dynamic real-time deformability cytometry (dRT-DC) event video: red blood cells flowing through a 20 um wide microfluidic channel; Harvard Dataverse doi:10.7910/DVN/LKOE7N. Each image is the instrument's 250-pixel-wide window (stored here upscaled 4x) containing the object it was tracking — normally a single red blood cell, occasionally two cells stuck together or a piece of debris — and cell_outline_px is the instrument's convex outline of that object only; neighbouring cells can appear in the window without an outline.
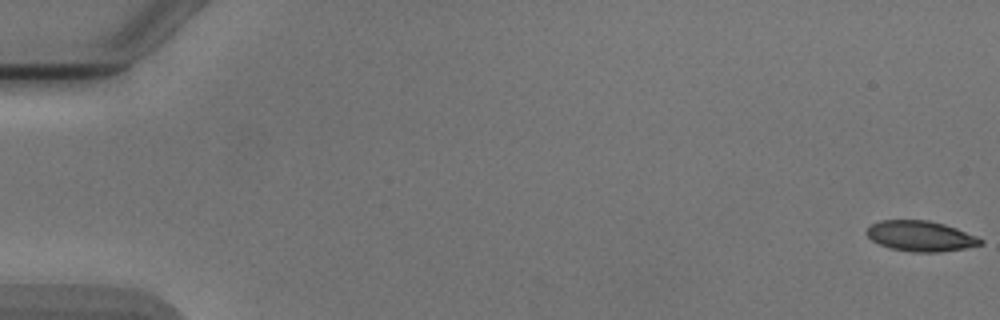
{"species": "Egyptian fruit bat (a non-hibernating species)", "species_latin": "Rousettus aegyptiacus", "temperature_condition": "cold", "stored_images_in_passage": 54, "camera_frame_rate_fps": 3000, "um_per_image_px": 0.085, "animal": {"sex": "male"}, "frame": {"image": 1, "passage_image": 1, "time_ms": 0.0, "image_size_px": [1000, 320], "cell_outline_px": [[984, 244], [964, 248], [936, 252], [912, 252], [892, 248], [880, 244], [872, 240], [868, 236], [868, 228], [872, 224], [880, 220], [928, 220], [944, 224], [956, 228], [976, 236], [984, 240]], "centroid_in_image_um": [78.28, 20.06], "position_along_channel_um": 6.7, "area_um2": 19.94}}
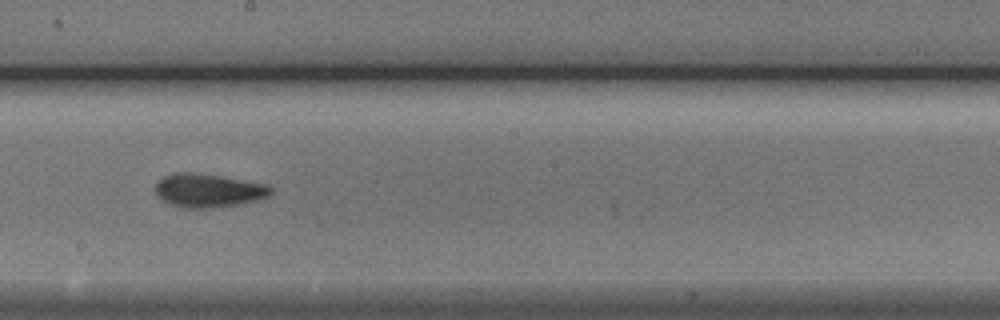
{"frame": {"image": 2, "passage_image": 31, "time_ms": 10.0, "image_size_px": [1000, 320], "cell_outline_px": [[272, 192], [268, 196], [256, 200], [240, 204], [212, 208], [184, 208], [168, 204], [156, 196], [156, 184], [164, 176], [176, 172], [192, 172], [220, 176], [268, 184], [272, 188]], "centroid_in_image_um": [17.7, 16.2], "position_along_channel_um": 230.5, "area_um2": 22.66}}
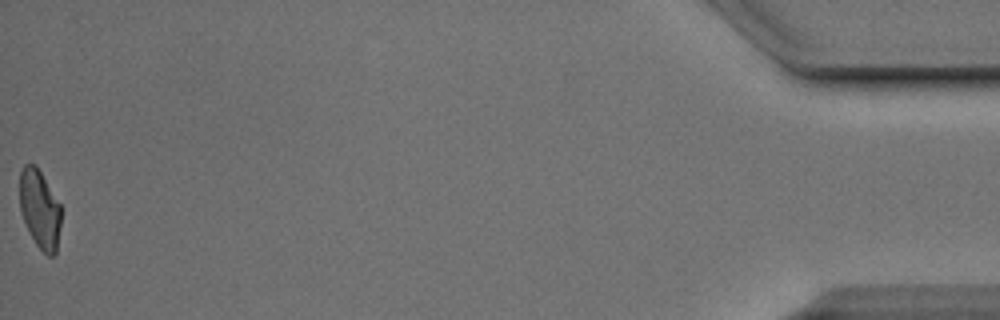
{"frame": {"image": 3, "passage_image": 54, "time_ms": 17.667, "image_size_px": [1000, 320], "cell_outline_px": [[60, 224], [56, 252], [52, 256], [48, 256], [36, 244], [20, 212], [20, 172], [24, 164], [36, 164], [60, 204]], "centroid_in_image_um": [3.37, 17.74], "position_along_channel_um": 431.8, "area_um2": 18.67}, "authors_computed_cell_mechanics": {"area_um2": 20.8658, "velocity_mm_per_s": 3.8851, "shape_relaxation_time_tau1_ms": 3.1346, "shape_relaxation_time_tau2_ms": 2.4807, "deformation_change_tau1": 0.1483, "deformation_change_tau2": 0.0813}}